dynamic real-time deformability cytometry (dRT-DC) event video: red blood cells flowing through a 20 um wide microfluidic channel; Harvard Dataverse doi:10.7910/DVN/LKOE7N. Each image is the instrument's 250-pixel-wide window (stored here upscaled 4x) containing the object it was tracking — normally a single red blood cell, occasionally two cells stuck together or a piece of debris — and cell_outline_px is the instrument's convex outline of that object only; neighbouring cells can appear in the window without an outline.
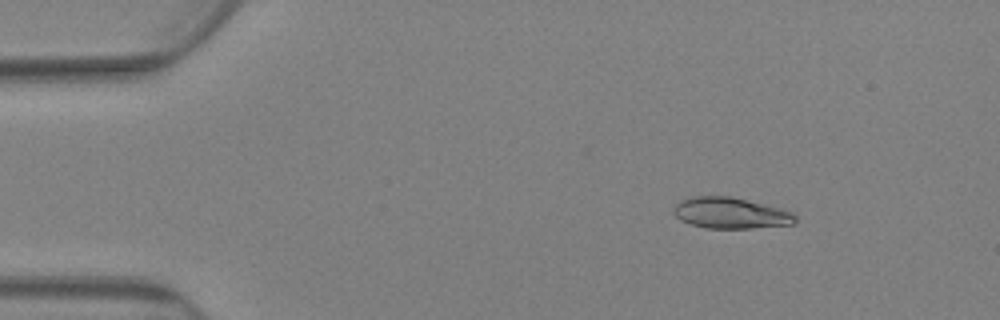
{"species": "Egyptian fruit bat (a non-hibernating species)", "species_latin": "Rousettus aegyptiacus", "temperature_condition": "warm", "stored_images_in_passage": 37, "camera_frame_rate_fps": 3000, "um_per_image_px": 0.085, "animal": {"sex": "female"}, "frame": {"image": 1, "passage_image": 11, "time_ms": 3.333, "image_size_px": [1000, 320], "cell_outline_px": [[796, 220], [792, 224], [752, 228], [704, 228], [680, 220], [672, 212], [672, 208], [680, 200], [692, 196], [732, 196], [780, 208], [792, 212], [796, 216]], "centroid_in_image_um": [62.06, 18.1], "position_along_channel_um": 22.9, "area_um2": 22.08}}
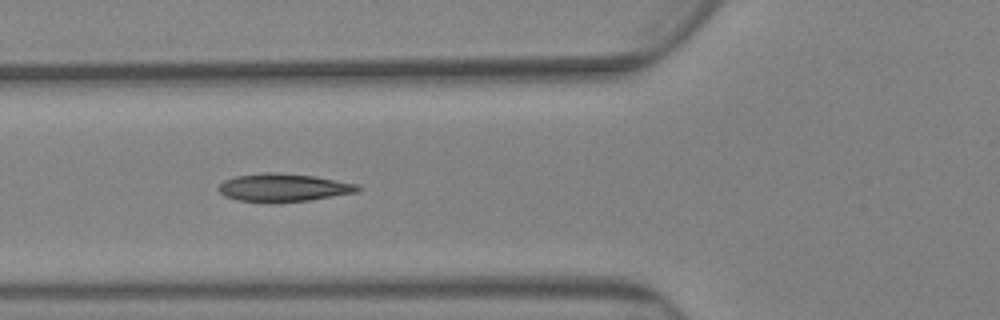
{"frame": {"image": 2, "passage_image": 31, "time_ms": 10.0, "image_size_px": [1000, 320], "cell_outline_px": [[360, 188], [356, 192], [308, 200], [268, 204], [236, 200], [224, 196], [216, 188], [224, 180], [236, 176], [264, 172], [272, 172], [312, 176], [356, 184]], "centroid_in_image_um": [23.98, 15.97], "position_along_channel_um": 101.8, "area_um2": 22.72}}
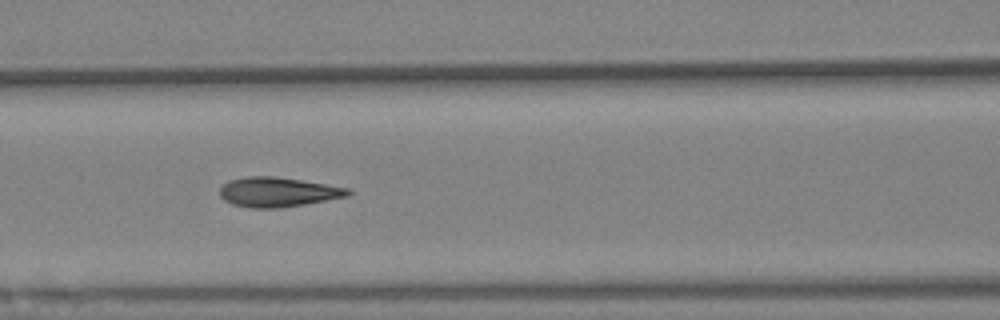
{"frame": {"image": 3, "passage_image": 36, "time_ms": 11.667, "image_size_px": [1000, 320], "cell_outline_px": [[352, 192], [348, 196], [304, 204], [280, 208], [248, 208], [232, 204], [224, 200], [220, 196], [220, 188], [228, 180], [248, 176], [276, 176], [348, 188]], "centroid_in_image_um": [23.57, 16.33], "position_along_channel_um": 143.0, "area_um2": 22.08}}